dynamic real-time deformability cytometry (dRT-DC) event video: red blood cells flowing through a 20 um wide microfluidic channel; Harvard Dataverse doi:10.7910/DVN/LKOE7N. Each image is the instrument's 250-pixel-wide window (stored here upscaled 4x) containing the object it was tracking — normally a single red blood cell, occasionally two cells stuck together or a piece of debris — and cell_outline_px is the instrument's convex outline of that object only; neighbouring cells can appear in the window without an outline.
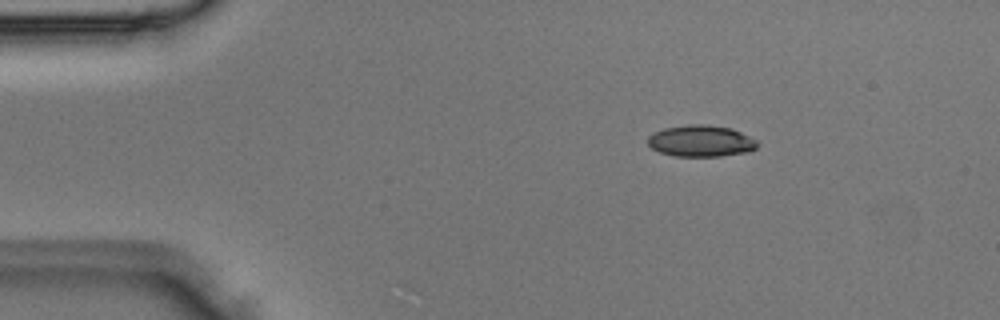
{"species": "Egyptian fruit bat (a non-hibernating species)", "species_latin": "Rousettus aegyptiacus", "temperature_condition": "room temperature", "stored_images_in_passage": 7, "camera_frame_rate_fps": 3000, "um_per_image_px": 0.085, "animal": {"sex": "male"}, "frame": {"image": 1, "passage_image": 2, "time_ms": 0.333, "image_size_px": [1000, 320], "cell_outline_px": [[760, 144], [756, 148], [748, 152], [720, 156], [672, 156], [660, 152], [652, 148], [648, 144], [648, 136], [652, 132], [664, 128], [688, 124], [708, 124], [732, 128], [756, 140]], "centroid_in_image_um": [59.57, 11.98], "position_along_channel_um": 25.4, "area_um2": 20.29}}
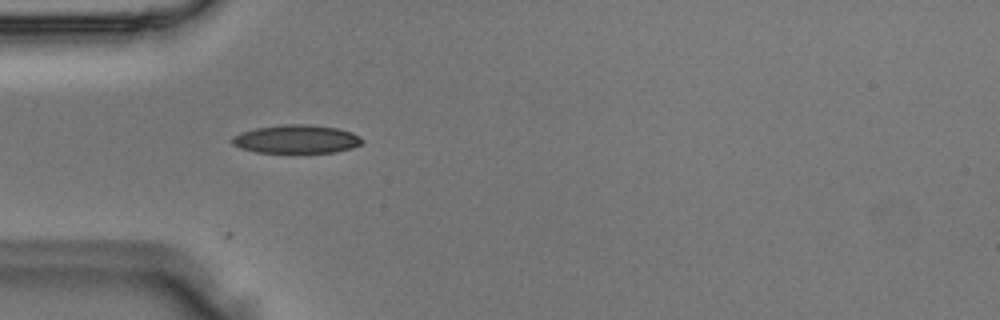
{"frame": {"image": 2, "passage_image": 4, "time_ms": 1.0, "image_size_px": [1000, 320], "cell_outline_px": [[364, 140], [360, 144], [352, 148], [332, 152], [256, 152], [240, 148], [232, 144], [232, 136], [240, 132], [256, 128], [280, 124], [312, 124], [336, 128], [352, 132], [360, 136]], "centroid_in_image_um": [25.18, 11.81], "position_along_channel_um": 59.8, "area_um2": 21.56}}